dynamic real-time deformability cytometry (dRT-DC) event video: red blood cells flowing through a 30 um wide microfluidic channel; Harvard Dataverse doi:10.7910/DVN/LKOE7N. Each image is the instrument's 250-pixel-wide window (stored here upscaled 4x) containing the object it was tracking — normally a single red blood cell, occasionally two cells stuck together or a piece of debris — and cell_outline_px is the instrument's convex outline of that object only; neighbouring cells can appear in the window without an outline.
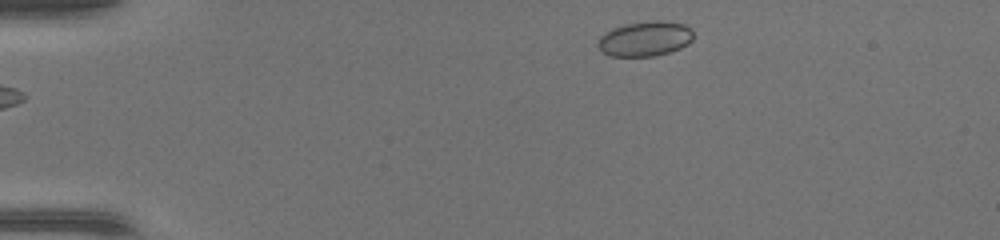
{"species": "common noctule bat (a hibernating species)", "species_latin": "Nyctalus noctula", "temperature_condition": "warm", "stored_images_in_passage": 39, "camera_frame_rate_fps": 3000, "um_per_image_px": 0.085, "animal": {"sex": "female", "body_mass_g": 17.0, "forearm_length_mm": 48.0}, "frame": {"image": 1, "passage_image": 1, "time_ms": 0.0, "image_size_px": [1000, 240], "cell_outline_px": [[692, 40], [688, 44], [680, 48], [668, 52], [652, 56], [608, 56], [596, 44], [600, 36], [604, 32], [612, 28], [624, 24], [652, 20], [660, 20], [684, 24], [692, 28]], "centroid_in_image_um": [54.81, 3.28], "position_along_channel_um": 30.2, "area_um2": 19.54}}
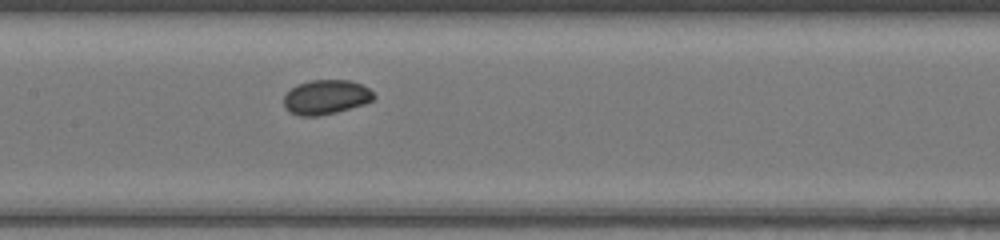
{"frame": {"image": 2, "passage_image": 16, "time_ms": 5.0, "image_size_px": [1000, 240], "cell_outline_px": [[376, 96], [372, 100], [364, 104], [336, 112], [320, 116], [300, 116], [288, 112], [284, 108], [284, 96], [296, 84], [308, 80], [352, 80], [368, 88]], "centroid_in_image_um": [27.68, 8.25], "position_along_channel_um": 179.7, "area_um2": 18.21}}
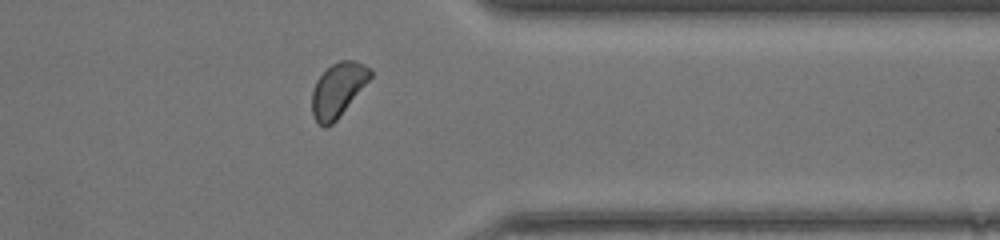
{"frame": {"image": 3, "passage_image": 30, "time_ms": 9.667, "image_size_px": [1000, 240], "cell_outline_px": [[372, 76], [336, 120], [332, 124], [324, 128], [312, 116], [312, 92], [316, 80], [332, 64], [340, 60], [356, 60], [372, 68]], "centroid_in_image_um": [28.73, 7.61], "position_along_channel_um": 382.7, "area_um2": 18.15}}